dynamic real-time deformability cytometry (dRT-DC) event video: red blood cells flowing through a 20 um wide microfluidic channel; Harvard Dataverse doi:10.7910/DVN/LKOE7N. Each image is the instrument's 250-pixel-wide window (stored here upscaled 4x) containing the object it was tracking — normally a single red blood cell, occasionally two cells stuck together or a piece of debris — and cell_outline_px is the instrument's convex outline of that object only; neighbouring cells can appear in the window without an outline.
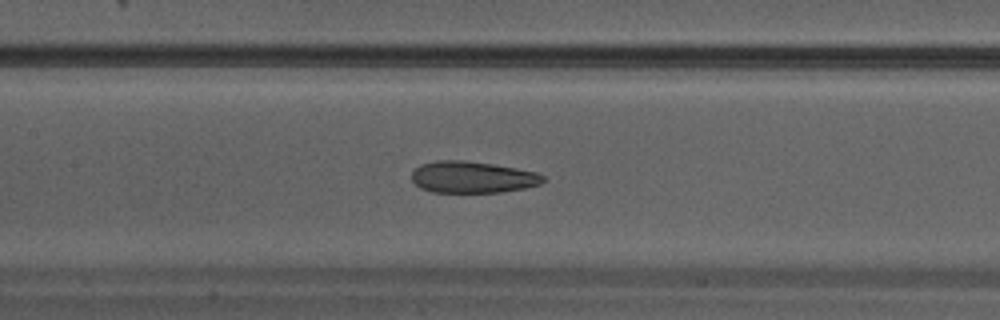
{"species": "Egyptian fruit bat (a non-hibernating species)", "species_latin": "Rousettus aegyptiacus", "temperature_condition": "warm", "stored_images_in_passage": 26, "camera_frame_rate_fps": 3000, "um_per_image_px": 0.085, "animal": {"sex": "male"}, "frame": {"image": 1, "passage_image": 8, "time_ms": 2.333, "image_size_px": [1000, 320], "cell_outline_px": [[548, 180], [540, 184], [524, 188], [500, 192], [432, 192], [420, 188], [412, 180], [412, 172], [420, 164], [436, 160], [464, 160], [496, 164], [536, 172], [544, 176]], "centroid_in_image_um": [40.17, 15.05], "position_along_channel_um": 167.2, "area_um2": 24.39}}
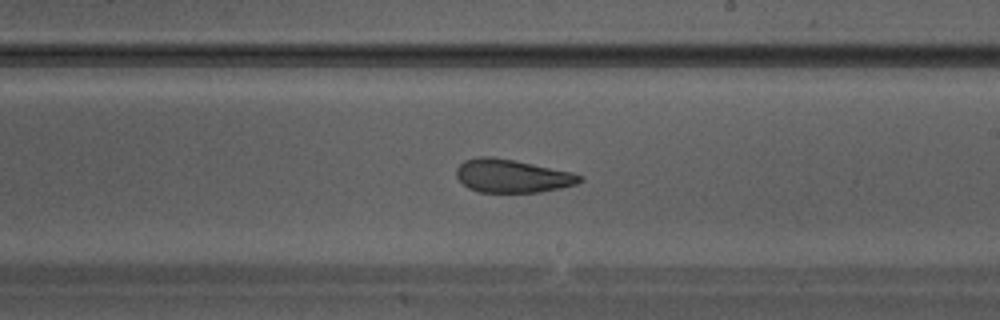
{"frame": {"image": 2, "passage_image": 12, "time_ms": 3.667, "image_size_px": [1000, 320], "cell_outline_px": [[584, 180], [576, 184], [560, 188], [540, 192], [480, 192], [468, 188], [456, 176], [456, 168], [464, 160], [480, 156], [492, 156], [572, 172], [584, 176]], "centroid_in_image_um": [43.53, 14.96], "position_along_channel_um": 245.5, "area_um2": 23.81}}